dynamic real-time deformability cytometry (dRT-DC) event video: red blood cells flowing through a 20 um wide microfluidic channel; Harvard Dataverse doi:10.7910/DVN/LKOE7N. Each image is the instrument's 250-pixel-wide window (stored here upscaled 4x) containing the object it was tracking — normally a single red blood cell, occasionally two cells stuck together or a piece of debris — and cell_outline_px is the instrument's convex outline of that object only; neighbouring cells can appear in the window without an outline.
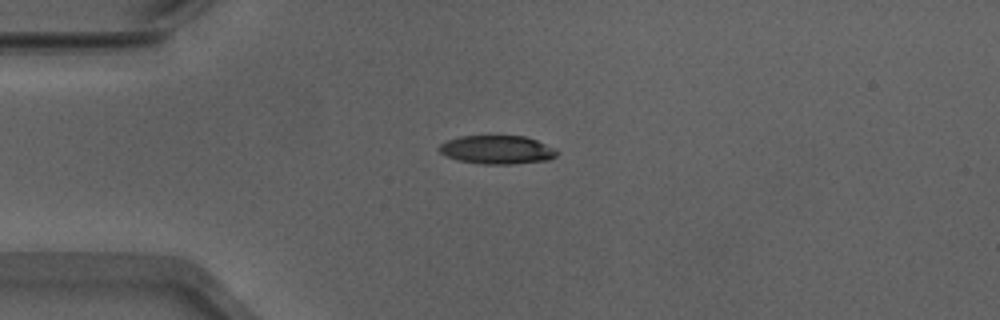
{"species": "Egyptian fruit bat (a non-hibernating species)", "species_latin": "Rousettus aegyptiacus", "temperature_condition": "warm", "stored_images_in_passage": 36, "camera_frame_rate_fps": 3000, "um_per_image_px": 0.085, "animal": {"sex": "male"}, "frame": {"image": 1, "passage_image": 1, "time_ms": 0.0, "image_size_px": [1000, 320], "cell_outline_px": [[560, 152], [556, 156], [548, 160], [512, 164], [484, 164], [456, 160], [440, 152], [436, 148], [440, 144], [448, 140], [460, 136], [524, 136], [536, 140], [556, 148]], "centroid_in_image_um": [42.27, 12.73], "position_along_channel_um": 42.7, "area_um2": 19.65}}
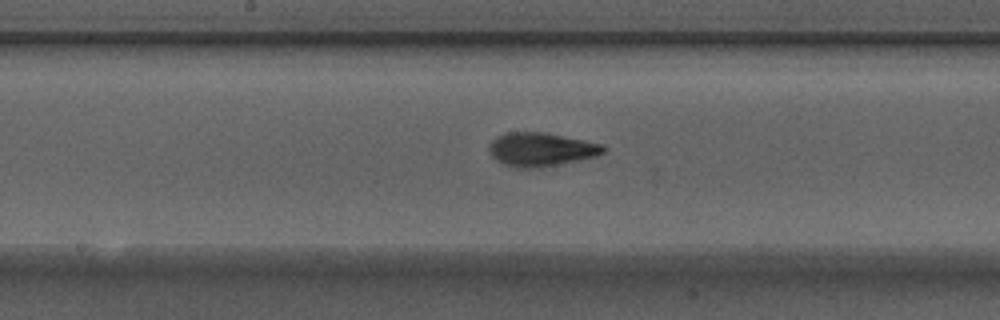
{"frame": {"image": 2, "passage_image": 15, "time_ms": 4.667, "image_size_px": [1000, 320], "cell_outline_px": [[608, 148], [604, 152], [596, 156], [576, 160], [528, 168], [516, 168], [504, 164], [496, 160], [492, 156], [492, 140], [496, 136], [508, 132], [544, 132], [604, 144]], "centroid_in_image_um": [46.02, 12.68], "position_along_channel_um": 202.2, "area_um2": 21.85}}
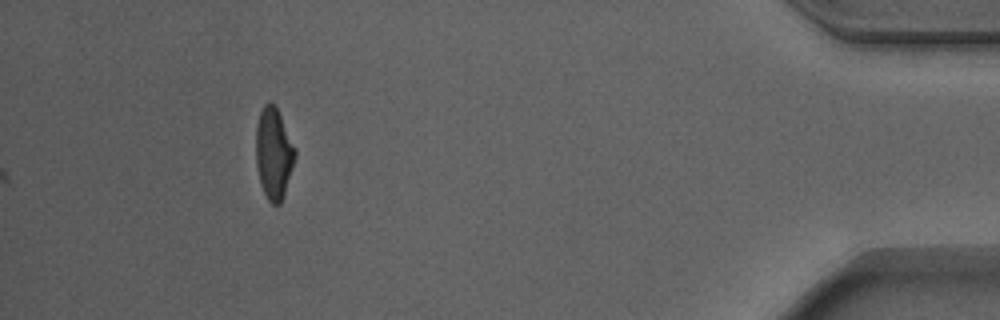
{"frame": {"image": 3, "passage_image": 36, "time_ms": 11.667, "image_size_px": [1000, 320], "cell_outline_px": [[296, 156], [280, 204], [272, 204], [268, 200], [260, 184], [256, 164], [256, 124], [260, 112], [264, 104], [272, 104], [276, 108], [296, 148]], "centroid_in_image_um": [23.25, 13.05], "position_along_channel_um": 412.0, "area_um2": 20.46}, "authors_computed_cell_mechanics": {"area_um2": 20.5479, "velocity_mm_per_s": 3.9135, "shape_relaxation_time_tau1_ms": 2.97, "shape_relaxation_time_tau2_ms": 1.3239, "deformation_change_tau1": 0.1807, "deformation_change_tau2": 0.0984}}